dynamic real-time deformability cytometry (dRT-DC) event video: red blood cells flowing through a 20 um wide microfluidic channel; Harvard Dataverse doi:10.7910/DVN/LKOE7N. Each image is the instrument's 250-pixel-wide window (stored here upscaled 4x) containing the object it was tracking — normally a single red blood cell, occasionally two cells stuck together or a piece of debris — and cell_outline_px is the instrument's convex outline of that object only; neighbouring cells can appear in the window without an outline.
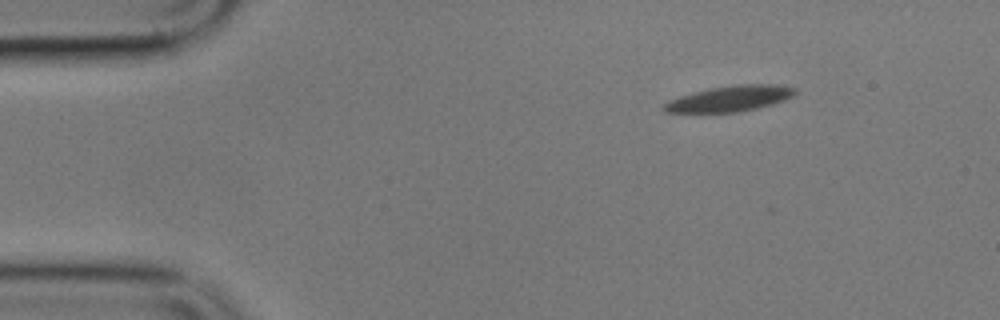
{"species": "common noctule bat (a hibernating species)", "species_latin": "Nyctalus noctula", "temperature_condition": "cold", "stored_images_in_passage": 5, "camera_frame_rate_fps": 3000, "um_per_image_px": 0.085, "animal": {"sex": "male", "body_mass_g": 17.9}, "frame": {"image": 1, "passage_image": 5, "time_ms": 5.667, "image_size_px": [1000, 320], "cell_outline_px": [[796, 92], [792, 96], [784, 100], [772, 104], [740, 112], [664, 112], [660, 108], [668, 100], [692, 92], [708, 88], [736, 84], [784, 84], [796, 88]], "centroid_in_image_um": [62.04, 8.37], "position_along_channel_um": 23.0, "area_um2": 19.83}}